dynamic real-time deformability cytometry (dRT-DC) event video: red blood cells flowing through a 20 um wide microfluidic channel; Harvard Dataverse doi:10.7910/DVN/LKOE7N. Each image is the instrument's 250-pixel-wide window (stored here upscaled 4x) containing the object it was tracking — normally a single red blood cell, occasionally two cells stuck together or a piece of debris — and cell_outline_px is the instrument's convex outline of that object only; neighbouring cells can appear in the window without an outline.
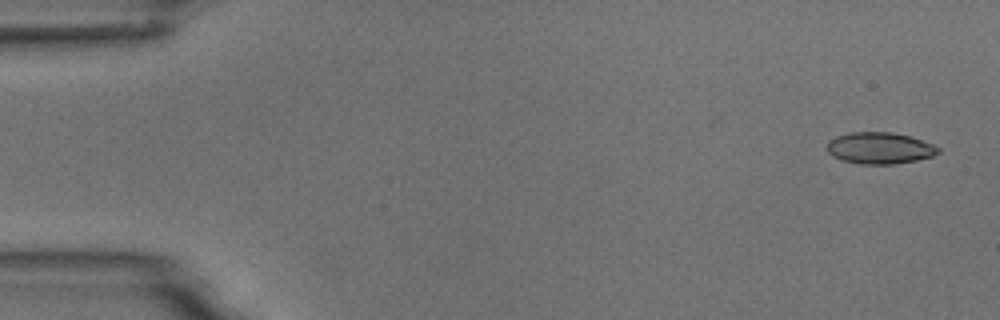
{"species": "common noctule bat (a hibernating species)", "species_latin": "Nyctalus noctula", "temperature_condition": "room temperature", "stored_images_in_passage": 5, "camera_frame_rate_fps": 3000, "um_per_image_px": 0.085, "animal": {"sex": "male", "body_mass_g": 18.8}, "frame": {"image": 1, "passage_image": 1, "time_ms": 0.0, "image_size_px": [1000, 320], "cell_outline_px": [[940, 152], [932, 156], [916, 160], [892, 164], [864, 164], [840, 160], [832, 156], [828, 152], [828, 140], [836, 136], [848, 132], [892, 132], [908, 136], [932, 144], [940, 148]], "centroid_in_image_um": [74.74, 12.58], "position_along_channel_um": 10.3, "area_um2": 20.35}}
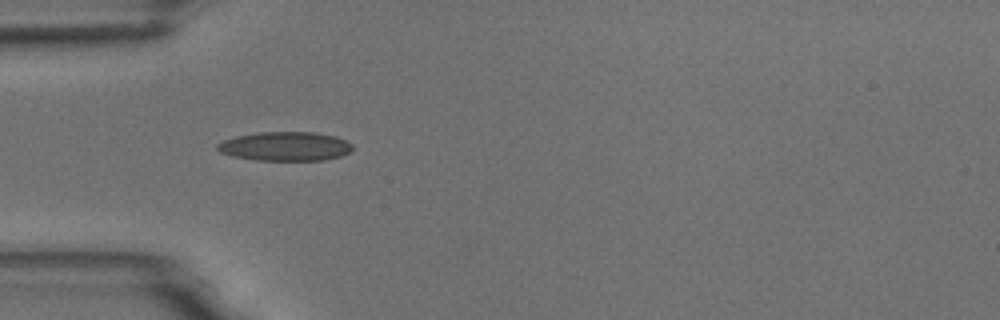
{"frame": {"image": 2, "passage_image": 4, "time_ms": 4.667, "image_size_px": [1000, 320], "cell_outline_px": [[352, 152], [340, 156], [324, 160], [256, 160], [232, 156], [220, 152], [216, 148], [216, 144], [224, 140], [236, 136], [256, 132], [316, 132], [336, 136], [348, 140], [352, 144]], "centroid_in_image_um": [24.27, 12.43], "position_along_channel_um": 60.7, "area_um2": 23.12}}